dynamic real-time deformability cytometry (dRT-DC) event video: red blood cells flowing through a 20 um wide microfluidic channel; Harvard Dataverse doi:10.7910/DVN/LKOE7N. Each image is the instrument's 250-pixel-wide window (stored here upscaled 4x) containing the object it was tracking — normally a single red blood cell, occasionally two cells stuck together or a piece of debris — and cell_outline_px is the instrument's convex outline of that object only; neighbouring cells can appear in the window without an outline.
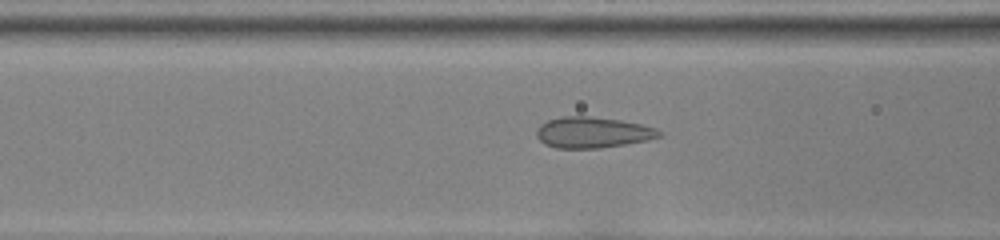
{"species": "common noctule bat (a hibernating species)", "species_latin": "Nyctalus noctula", "temperature_condition": "room temperature", "stored_images_in_passage": 34, "camera_frame_rate_fps": 3000, "um_per_image_px": 0.085, "animal": {"sex": "female", "body_mass_g": 22.0, "forearm_length_mm": 56.7}, "frame": {"image": 1, "passage_image": 8, "time_ms": 2.333, "image_size_px": [1000, 240], "cell_outline_px": [[664, 136], [648, 140], [600, 148], [556, 148], [544, 144], [536, 136], [536, 128], [540, 124], [548, 120], [560, 116], [588, 116], [620, 120], [640, 124], [656, 128]], "centroid_in_image_um": [50.35, 11.25], "position_along_channel_um": 116.3, "area_um2": 22.2}}
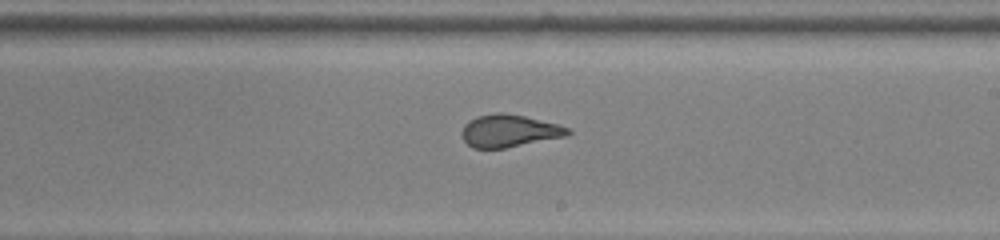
{"frame": {"image": 2, "passage_image": 18, "time_ms": 5.667, "image_size_px": [1000, 240], "cell_outline_px": [[572, 132], [568, 136], [504, 148], [472, 148], [464, 140], [460, 132], [464, 124], [476, 116], [496, 112], [504, 112], [524, 116], [556, 124], [568, 128]], "centroid_in_image_um": [43.25, 11.12], "position_along_channel_um": 245.7, "area_um2": 20.06}}
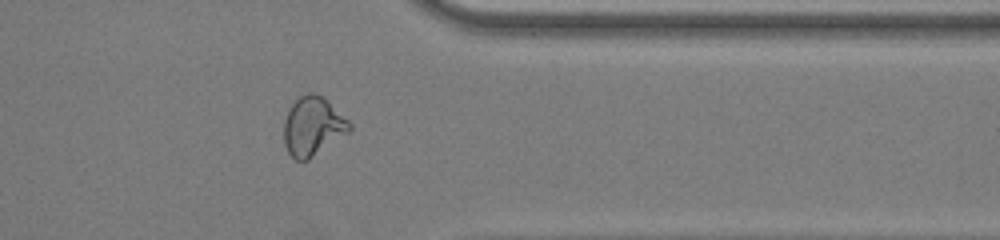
{"frame": {"image": 3, "passage_image": 29, "time_ms": 9.333, "image_size_px": [1000, 240], "cell_outline_px": [[352, 128], [348, 132], [308, 160], [296, 160], [288, 152], [284, 144], [284, 120], [288, 108], [300, 96], [308, 92], [312, 92], [328, 100], [352, 124]], "centroid_in_image_um": [26.57, 10.72], "position_along_channel_um": 384.8, "area_um2": 22.37}}